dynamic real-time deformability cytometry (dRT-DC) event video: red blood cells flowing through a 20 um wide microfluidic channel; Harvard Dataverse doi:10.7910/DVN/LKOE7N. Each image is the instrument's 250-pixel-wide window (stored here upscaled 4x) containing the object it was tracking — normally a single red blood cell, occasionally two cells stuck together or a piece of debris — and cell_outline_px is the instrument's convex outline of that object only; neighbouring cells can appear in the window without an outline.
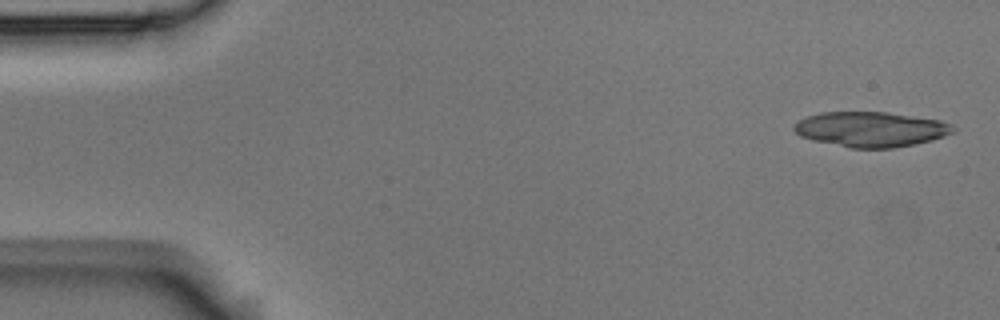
{"species": "Egyptian fruit bat (a non-hibernating species)", "species_latin": "Rousettus aegyptiacus", "temperature_condition": "room temperature", "stored_images_in_passage": 5, "camera_frame_rate_fps": 3000, "um_per_image_px": 0.085, "animal": {"sex": "male"}, "frame": {"image": 1, "passage_image": 1, "time_ms": 0.0, "image_size_px": [1000, 320], "cell_outline_px": [[956, 132], [932, 140], [892, 148], [852, 148], [812, 140], [800, 136], [792, 128], [804, 116], [820, 112], [884, 112], [940, 120], [952, 124], [956, 128]], "centroid_in_image_um": [74.02, 10.98], "position_along_channel_um": 11.0, "area_um2": 32.48}}
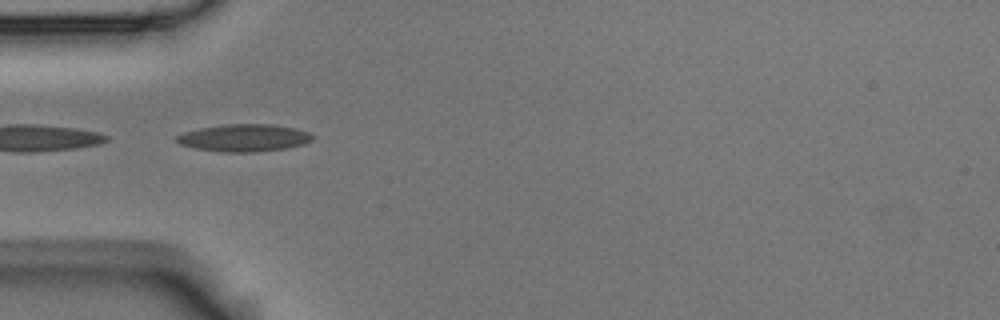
{"frame": {"image": 2, "passage_image": 5, "time_ms": 1.333, "image_size_px": [1000, 320], "cell_outline_px": [[316, 136], [312, 140], [304, 144], [284, 148], [256, 152], [224, 152], [196, 148], [180, 144], [176, 140], [176, 136], [184, 132], [200, 128], [228, 124], [272, 124], [296, 128], [308, 132]], "centroid_in_image_um": [20.78, 11.71], "position_along_channel_um": 64.2, "area_um2": 21.56}}